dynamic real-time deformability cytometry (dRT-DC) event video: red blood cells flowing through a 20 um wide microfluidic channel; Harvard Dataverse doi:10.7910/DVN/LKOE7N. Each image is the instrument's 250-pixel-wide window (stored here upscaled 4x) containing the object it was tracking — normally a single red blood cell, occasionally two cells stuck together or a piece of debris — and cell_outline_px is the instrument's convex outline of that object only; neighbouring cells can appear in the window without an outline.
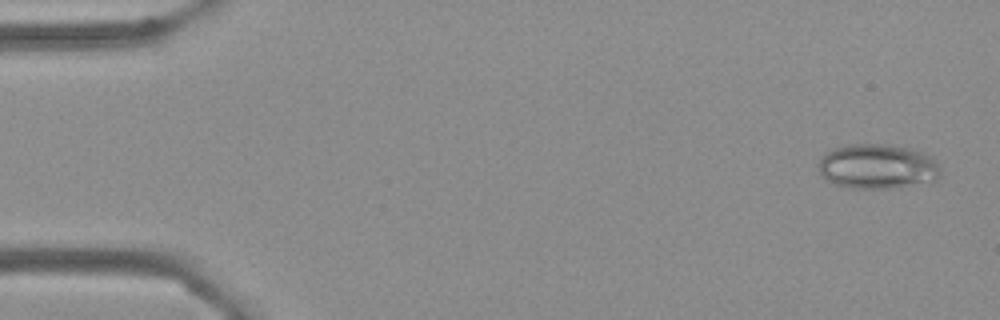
{"species": "Egyptian fruit bat (a non-hibernating species)", "species_latin": "Rousettus aegyptiacus", "temperature_condition": "cold", "stored_images_in_passage": 5, "camera_frame_rate_fps": 3000, "um_per_image_px": 0.085, "frame": {"image": 1, "passage_image": 1, "time_ms": 0.0, "image_size_px": [1000, 320], "cell_outline_px": [[940, 172], [936, 180], [932, 184], [900, 188], [848, 188], [836, 184], [820, 176], [820, 160], [824, 152], [832, 148], [848, 144], [892, 144], [912, 148], [932, 156], [940, 168]], "centroid_in_image_um": [74.64, 14.16], "position_along_channel_um": 10.4, "area_um2": 32.66}}